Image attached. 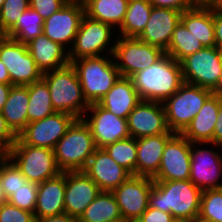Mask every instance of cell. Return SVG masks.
<instances>
[{
  "label": "cell",
  "instance_id": "6da1fadb",
  "mask_svg": "<svg viewBox=\"0 0 222 222\" xmlns=\"http://www.w3.org/2000/svg\"><path fill=\"white\" fill-rule=\"evenodd\" d=\"M202 190L190 180L154 181L149 207L171 213L176 220H197Z\"/></svg>",
  "mask_w": 222,
  "mask_h": 222
},
{
  "label": "cell",
  "instance_id": "7a4b0ae2",
  "mask_svg": "<svg viewBox=\"0 0 222 222\" xmlns=\"http://www.w3.org/2000/svg\"><path fill=\"white\" fill-rule=\"evenodd\" d=\"M130 78L141 100L162 103L184 83L181 64L168 54Z\"/></svg>",
  "mask_w": 222,
  "mask_h": 222
},
{
  "label": "cell",
  "instance_id": "3957f363",
  "mask_svg": "<svg viewBox=\"0 0 222 222\" xmlns=\"http://www.w3.org/2000/svg\"><path fill=\"white\" fill-rule=\"evenodd\" d=\"M55 112H64L81 119L90 104L84 98L81 83L72 64L43 73Z\"/></svg>",
  "mask_w": 222,
  "mask_h": 222
},
{
  "label": "cell",
  "instance_id": "277c9868",
  "mask_svg": "<svg viewBox=\"0 0 222 222\" xmlns=\"http://www.w3.org/2000/svg\"><path fill=\"white\" fill-rule=\"evenodd\" d=\"M83 57L71 62L81 83L84 98L89 104L97 103L121 76L113 56Z\"/></svg>",
  "mask_w": 222,
  "mask_h": 222
},
{
  "label": "cell",
  "instance_id": "5b68a950",
  "mask_svg": "<svg viewBox=\"0 0 222 222\" xmlns=\"http://www.w3.org/2000/svg\"><path fill=\"white\" fill-rule=\"evenodd\" d=\"M96 149L89 127L76 119L55 145V161L61 172L83 171Z\"/></svg>",
  "mask_w": 222,
  "mask_h": 222
},
{
  "label": "cell",
  "instance_id": "8992f818",
  "mask_svg": "<svg viewBox=\"0 0 222 222\" xmlns=\"http://www.w3.org/2000/svg\"><path fill=\"white\" fill-rule=\"evenodd\" d=\"M211 95L209 89L184 82L163 102L168 129L181 134Z\"/></svg>",
  "mask_w": 222,
  "mask_h": 222
},
{
  "label": "cell",
  "instance_id": "52a82bcc",
  "mask_svg": "<svg viewBox=\"0 0 222 222\" xmlns=\"http://www.w3.org/2000/svg\"><path fill=\"white\" fill-rule=\"evenodd\" d=\"M5 155L30 182L39 184L61 173L55 161L54 149L29 146L18 137Z\"/></svg>",
  "mask_w": 222,
  "mask_h": 222
},
{
  "label": "cell",
  "instance_id": "ba28073f",
  "mask_svg": "<svg viewBox=\"0 0 222 222\" xmlns=\"http://www.w3.org/2000/svg\"><path fill=\"white\" fill-rule=\"evenodd\" d=\"M116 36L112 56L121 76L131 77L166 54L163 49L145 43L137 37Z\"/></svg>",
  "mask_w": 222,
  "mask_h": 222
},
{
  "label": "cell",
  "instance_id": "9c48e42d",
  "mask_svg": "<svg viewBox=\"0 0 222 222\" xmlns=\"http://www.w3.org/2000/svg\"><path fill=\"white\" fill-rule=\"evenodd\" d=\"M113 29L114 28L109 24L84 15L72 48H67L69 51L70 63L73 60L83 57L101 56L106 54L111 56L115 47V44H113L112 41V37L114 36L112 35ZM103 52L107 53L104 54Z\"/></svg>",
  "mask_w": 222,
  "mask_h": 222
},
{
  "label": "cell",
  "instance_id": "30bf717a",
  "mask_svg": "<svg viewBox=\"0 0 222 222\" xmlns=\"http://www.w3.org/2000/svg\"><path fill=\"white\" fill-rule=\"evenodd\" d=\"M184 82L213 90L222 72V51L204 47L181 62Z\"/></svg>",
  "mask_w": 222,
  "mask_h": 222
},
{
  "label": "cell",
  "instance_id": "8fae6325",
  "mask_svg": "<svg viewBox=\"0 0 222 222\" xmlns=\"http://www.w3.org/2000/svg\"><path fill=\"white\" fill-rule=\"evenodd\" d=\"M0 60L5 64L11 85L26 86L43 78L25 43L10 37L0 41Z\"/></svg>",
  "mask_w": 222,
  "mask_h": 222
},
{
  "label": "cell",
  "instance_id": "7c38bea8",
  "mask_svg": "<svg viewBox=\"0 0 222 222\" xmlns=\"http://www.w3.org/2000/svg\"><path fill=\"white\" fill-rule=\"evenodd\" d=\"M75 120L73 115L55 112L44 119L28 123L17 137L29 146L54 149Z\"/></svg>",
  "mask_w": 222,
  "mask_h": 222
},
{
  "label": "cell",
  "instance_id": "4fadbf2b",
  "mask_svg": "<svg viewBox=\"0 0 222 222\" xmlns=\"http://www.w3.org/2000/svg\"><path fill=\"white\" fill-rule=\"evenodd\" d=\"M91 114L86 118L88 113ZM81 119L89 127L96 148L130 137L127 119H122L101 107L98 103L90 104Z\"/></svg>",
  "mask_w": 222,
  "mask_h": 222
},
{
  "label": "cell",
  "instance_id": "5bb4252c",
  "mask_svg": "<svg viewBox=\"0 0 222 222\" xmlns=\"http://www.w3.org/2000/svg\"><path fill=\"white\" fill-rule=\"evenodd\" d=\"M191 142L175 133L167 142L154 181L189 180Z\"/></svg>",
  "mask_w": 222,
  "mask_h": 222
},
{
  "label": "cell",
  "instance_id": "9a60e30c",
  "mask_svg": "<svg viewBox=\"0 0 222 222\" xmlns=\"http://www.w3.org/2000/svg\"><path fill=\"white\" fill-rule=\"evenodd\" d=\"M153 183V178L131 175L112 191L123 221L140 218L147 210Z\"/></svg>",
  "mask_w": 222,
  "mask_h": 222
},
{
  "label": "cell",
  "instance_id": "2e32d148",
  "mask_svg": "<svg viewBox=\"0 0 222 222\" xmlns=\"http://www.w3.org/2000/svg\"><path fill=\"white\" fill-rule=\"evenodd\" d=\"M130 137L135 139L159 134H175L166 124L162 102L141 100L127 118Z\"/></svg>",
  "mask_w": 222,
  "mask_h": 222
},
{
  "label": "cell",
  "instance_id": "e0dca14e",
  "mask_svg": "<svg viewBox=\"0 0 222 222\" xmlns=\"http://www.w3.org/2000/svg\"><path fill=\"white\" fill-rule=\"evenodd\" d=\"M84 15L83 4L67 2L58 12L44 19L43 34L65 48L68 44L72 48Z\"/></svg>",
  "mask_w": 222,
  "mask_h": 222
},
{
  "label": "cell",
  "instance_id": "ac0fdd59",
  "mask_svg": "<svg viewBox=\"0 0 222 222\" xmlns=\"http://www.w3.org/2000/svg\"><path fill=\"white\" fill-rule=\"evenodd\" d=\"M203 144L204 147L209 145L208 143H191L189 180L201 190L222 188V183L218 181L222 176L221 152L197 147V145L202 146Z\"/></svg>",
  "mask_w": 222,
  "mask_h": 222
},
{
  "label": "cell",
  "instance_id": "d6986e66",
  "mask_svg": "<svg viewBox=\"0 0 222 222\" xmlns=\"http://www.w3.org/2000/svg\"><path fill=\"white\" fill-rule=\"evenodd\" d=\"M100 192L84 171L65 172V213L78 219Z\"/></svg>",
  "mask_w": 222,
  "mask_h": 222
},
{
  "label": "cell",
  "instance_id": "ffe728a7",
  "mask_svg": "<svg viewBox=\"0 0 222 222\" xmlns=\"http://www.w3.org/2000/svg\"><path fill=\"white\" fill-rule=\"evenodd\" d=\"M83 171L98 185L101 191H113L131 176L103 148H97L94 151Z\"/></svg>",
  "mask_w": 222,
  "mask_h": 222
},
{
  "label": "cell",
  "instance_id": "44dd1931",
  "mask_svg": "<svg viewBox=\"0 0 222 222\" xmlns=\"http://www.w3.org/2000/svg\"><path fill=\"white\" fill-rule=\"evenodd\" d=\"M181 15L179 10L153 7L143 32L137 38L166 51Z\"/></svg>",
  "mask_w": 222,
  "mask_h": 222
},
{
  "label": "cell",
  "instance_id": "7402d4cb",
  "mask_svg": "<svg viewBox=\"0 0 222 222\" xmlns=\"http://www.w3.org/2000/svg\"><path fill=\"white\" fill-rule=\"evenodd\" d=\"M65 172L38 184L35 219L65 213Z\"/></svg>",
  "mask_w": 222,
  "mask_h": 222
},
{
  "label": "cell",
  "instance_id": "603a6c76",
  "mask_svg": "<svg viewBox=\"0 0 222 222\" xmlns=\"http://www.w3.org/2000/svg\"><path fill=\"white\" fill-rule=\"evenodd\" d=\"M141 98L130 77L120 76L113 87L97 102L119 118L127 119Z\"/></svg>",
  "mask_w": 222,
  "mask_h": 222
},
{
  "label": "cell",
  "instance_id": "cb8c5ba5",
  "mask_svg": "<svg viewBox=\"0 0 222 222\" xmlns=\"http://www.w3.org/2000/svg\"><path fill=\"white\" fill-rule=\"evenodd\" d=\"M221 100L211 95L181 133L191 143H213V135Z\"/></svg>",
  "mask_w": 222,
  "mask_h": 222
},
{
  "label": "cell",
  "instance_id": "d4e9b609",
  "mask_svg": "<svg viewBox=\"0 0 222 222\" xmlns=\"http://www.w3.org/2000/svg\"><path fill=\"white\" fill-rule=\"evenodd\" d=\"M26 45L42 73L57 70L70 64L69 51L44 34L32 39Z\"/></svg>",
  "mask_w": 222,
  "mask_h": 222
},
{
  "label": "cell",
  "instance_id": "484cf974",
  "mask_svg": "<svg viewBox=\"0 0 222 222\" xmlns=\"http://www.w3.org/2000/svg\"><path fill=\"white\" fill-rule=\"evenodd\" d=\"M173 135L159 134L137 138L136 176L154 178L157 175L164 147Z\"/></svg>",
  "mask_w": 222,
  "mask_h": 222
},
{
  "label": "cell",
  "instance_id": "4316f807",
  "mask_svg": "<svg viewBox=\"0 0 222 222\" xmlns=\"http://www.w3.org/2000/svg\"><path fill=\"white\" fill-rule=\"evenodd\" d=\"M181 22L201 42L203 47H216L214 6L199 5L185 10Z\"/></svg>",
  "mask_w": 222,
  "mask_h": 222
},
{
  "label": "cell",
  "instance_id": "83f0119b",
  "mask_svg": "<svg viewBox=\"0 0 222 222\" xmlns=\"http://www.w3.org/2000/svg\"><path fill=\"white\" fill-rule=\"evenodd\" d=\"M28 104L27 86L13 85L1 112L7 125L17 136L27 126Z\"/></svg>",
  "mask_w": 222,
  "mask_h": 222
},
{
  "label": "cell",
  "instance_id": "f1b7e54d",
  "mask_svg": "<svg viewBox=\"0 0 222 222\" xmlns=\"http://www.w3.org/2000/svg\"><path fill=\"white\" fill-rule=\"evenodd\" d=\"M77 222H123L119 206L112 191H101L86 207Z\"/></svg>",
  "mask_w": 222,
  "mask_h": 222
},
{
  "label": "cell",
  "instance_id": "f546056e",
  "mask_svg": "<svg viewBox=\"0 0 222 222\" xmlns=\"http://www.w3.org/2000/svg\"><path fill=\"white\" fill-rule=\"evenodd\" d=\"M128 2L129 0H87L83 5L85 15L116 29L122 25Z\"/></svg>",
  "mask_w": 222,
  "mask_h": 222
},
{
  "label": "cell",
  "instance_id": "4dcf8cb0",
  "mask_svg": "<svg viewBox=\"0 0 222 222\" xmlns=\"http://www.w3.org/2000/svg\"><path fill=\"white\" fill-rule=\"evenodd\" d=\"M152 8L149 0H129L120 31H118L119 36L138 37L150 18Z\"/></svg>",
  "mask_w": 222,
  "mask_h": 222
},
{
  "label": "cell",
  "instance_id": "1f68e13d",
  "mask_svg": "<svg viewBox=\"0 0 222 222\" xmlns=\"http://www.w3.org/2000/svg\"><path fill=\"white\" fill-rule=\"evenodd\" d=\"M26 86L29 94L27 124L53 115L55 110L53 109L47 83L40 79Z\"/></svg>",
  "mask_w": 222,
  "mask_h": 222
},
{
  "label": "cell",
  "instance_id": "d6a6232c",
  "mask_svg": "<svg viewBox=\"0 0 222 222\" xmlns=\"http://www.w3.org/2000/svg\"><path fill=\"white\" fill-rule=\"evenodd\" d=\"M201 42L180 21L175 27L166 54L177 62L203 49Z\"/></svg>",
  "mask_w": 222,
  "mask_h": 222
},
{
  "label": "cell",
  "instance_id": "836d02e7",
  "mask_svg": "<svg viewBox=\"0 0 222 222\" xmlns=\"http://www.w3.org/2000/svg\"><path fill=\"white\" fill-rule=\"evenodd\" d=\"M44 18L29 7L23 11L16 25L7 33V36L21 43H28L32 39L43 34Z\"/></svg>",
  "mask_w": 222,
  "mask_h": 222
},
{
  "label": "cell",
  "instance_id": "e575fe53",
  "mask_svg": "<svg viewBox=\"0 0 222 222\" xmlns=\"http://www.w3.org/2000/svg\"><path fill=\"white\" fill-rule=\"evenodd\" d=\"M103 149L117 164L136 176L137 139L129 137L108 144Z\"/></svg>",
  "mask_w": 222,
  "mask_h": 222
},
{
  "label": "cell",
  "instance_id": "d590c367",
  "mask_svg": "<svg viewBox=\"0 0 222 222\" xmlns=\"http://www.w3.org/2000/svg\"><path fill=\"white\" fill-rule=\"evenodd\" d=\"M198 220L222 222V188L202 190Z\"/></svg>",
  "mask_w": 222,
  "mask_h": 222
},
{
  "label": "cell",
  "instance_id": "8d00e7d4",
  "mask_svg": "<svg viewBox=\"0 0 222 222\" xmlns=\"http://www.w3.org/2000/svg\"><path fill=\"white\" fill-rule=\"evenodd\" d=\"M0 181L6 198L28 181L17 166L4 154L0 159Z\"/></svg>",
  "mask_w": 222,
  "mask_h": 222
},
{
  "label": "cell",
  "instance_id": "74e56055",
  "mask_svg": "<svg viewBox=\"0 0 222 222\" xmlns=\"http://www.w3.org/2000/svg\"><path fill=\"white\" fill-rule=\"evenodd\" d=\"M37 188L38 183L27 181L25 185H22L7 198V202L22 210L34 213L37 202Z\"/></svg>",
  "mask_w": 222,
  "mask_h": 222
},
{
  "label": "cell",
  "instance_id": "f35d334b",
  "mask_svg": "<svg viewBox=\"0 0 222 222\" xmlns=\"http://www.w3.org/2000/svg\"><path fill=\"white\" fill-rule=\"evenodd\" d=\"M29 7V0H4V4L0 10L2 28L8 33L16 25L23 11Z\"/></svg>",
  "mask_w": 222,
  "mask_h": 222
},
{
  "label": "cell",
  "instance_id": "ab89813d",
  "mask_svg": "<svg viewBox=\"0 0 222 222\" xmlns=\"http://www.w3.org/2000/svg\"><path fill=\"white\" fill-rule=\"evenodd\" d=\"M33 212L22 210L9 202L0 205V222H35Z\"/></svg>",
  "mask_w": 222,
  "mask_h": 222
},
{
  "label": "cell",
  "instance_id": "60d3db41",
  "mask_svg": "<svg viewBox=\"0 0 222 222\" xmlns=\"http://www.w3.org/2000/svg\"><path fill=\"white\" fill-rule=\"evenodd\" d=\"M65 3H67L66 0H29L30 7L44 19L58 12Z\"/></svg>",
  "mask_w": 222,
  "mask_h": 222
},
{
  "label": "cell",
  "instance_id": "b9f144b4",
  "mask_svg": "<svg viewBox=\"0 0 222 222\" xmlns=\"http://www.w3.org/2000/svg\"><path fill=\"white\" fill-rule=\"evenodd\" d=\"M153 7L170 8L181 12L201 5L198 0H149Z\"/></svg>",
  "mask_w": 222,
  "mask_h": 222
},
{
  "label": "cell",
  "instance_id": "7bdbcfd3",
  "mask_svg": "<svg viewBox=\"0 0 222 222\" xmlns=\"http://www.w3.org/2000/svg\"><path fill=\"white\" fill-rule=\"evenodd\" d=\"M16 140L17 135L7 125L6 119L0 111V150L5 154Z\"/></svg>",
  "mask_w": 222,
  "mask_h": 222
},
{
  "label": "cell",
  "instance_id": "ee69618b",
  "mask_svg": "<svg viewBox=\"0 0 222 222\" xmlns=\"http://www.w3.org/2000/svg\"><path fill=\"white\" fill-rule=\"evenodd\" d=\"M140 218L144 222H175L176 219L171 215V213H167L161 211L159 209H155L152 207H148L147 210L140 216Z\"/></svg>",
  "mask_w": 222,
  "mask_h": 222
},
{
  "label": "cell",
  "instance_id": "f6af8a7d",
  "mask_svg": "<svg viewBox=\"0 0 222 222\" xmlns=\"http://www.w3.org/2000/svg\"><path fill=\"white\" fill-rule=\"evenodd\" d=\"M214 34L216 47L222 51V10L214 6Z\"/></svg>",
  "mask_w": 222,
  "mask_h": 222
},
{
  "label": "cell",
  "instance_id": "bcb514c9",
  "mask_svg": "<svg viewBox=\"0 0 222 222\" xmlns=\"http://www.w3.org/2000/svg\"><path fill=\"white\" fill-rule=\"evenodd\" d=\"M213 146H216L217 148L220 146L222 147V101L219 108V113L217 116V123L215 125L214 129V135H213V143H208Z\"/></svg>",
  "mask_w": 222,
  "mask_h": 222
},
{
  "label": "cell",
  "instance_id": "7dc6e473",
  "mask_svg": "<svg viewBox=\"0 0 222 222\" xmlns=\"http://www.w3.org/2000/svg\"><path fill=\"white\" fill-rule=\"evenodd\" d=\"M35 222H77V219L66 213L53 215L43 219H36Z\"/></svg>",
  "mask_w": 222,
  "mask_h": 222
},
{
  "label": "cell",
  "instance_id": "c3c4849f",
  "mask_svg": "<svg viewBox=\"0 0 222 222\" xmlns=\"http://www.w3.org/2000/svg\"><path fill=\"white\" fill-rule=\"evenodd\" d=\"M11 84L0 83V111H2L10 93Z\"/></svg>",
  "mask_w": 222,
  "mask_h": 222
},
{
  "label": "cell",
  "instance_id": "681fc988",
  "mask_svg": "<svg viewBox=\"0 0 222 222\" xmlns=\"http://www.w3.org/2000/svg\"><path fill=\"white\" fill-rule=\"evenodd\" d=\"M0 83L11 84V79L5 64L0 60Z\"/></svg>",
  "mask_w": 222,
  "mask_h": 222
},
{
  "label": "cell",
  "instance_id": "f907efd6",
  "mask_svg": "<svg viewBox=\"0 0 222 222\" xmlns=\"http://www.w3.org/2000/svg\"><path fill=\"white\" fill-rule=\"evenodd\" d=\"M212 94L217 96L222 101V72L220 73V77L218 83L215 88L212 90Z\"/></svg>",
  "mask_w": 222,
  "mask_h": 222
},
{
  "label": "cell",
  "instance_id": "816d5d0a",
  "mask_svg": "<svg viewBox=\"0 0 222 222\" xmlns=\"http://www.w3.org/2000/svg\"><path fill=\"white\" fill-rule=\"evenodd\" d=\"M5 202H7V198H6L5 194L3 193L1 181H0V205Z\"/></svg>",
  "mask_w": 222,
  "mask_h": 222
},
{
  "label": "cell",
  "instance_id": "f5cc1de1",
  "mask_svg": "<svg viewBox=\"0 0 222 222\" xmlns=\"http://www.w3.org/2000/svg\"><path fill=\"white\" fill-rule=\"evenodd\" d=\"M7 37V32L2 28L0 22V41L4 40Z\"/></svg>",
  "mask_w": 222,
  "mask_h": 222
},
{
  "label": "cell",
  "instance_id": "db71d44e",
  "mask_svg": "<svg viewBox=\"0 0 222 222\" xmlns=\"http://www.w3.org/2000/svg\"><path fill=\"white\" fill-rule=\"evenodd\" d=\"M221 0H207V6H216Z\"/></svg>",
  "mask_w": 222,
  "mask_h": 222
},
{
  "label": "cell",
  "instance_id": "11a10c76",
  "mask_svg": "<svg viewBox=\"0 0 222 222\" xmlns=\"http://www.w3.org/2000/svg\"><path fill=\"white\" fill-rule=\"evenodd\" d=\"M87 0H66V2L84 4Z\"/></svg>",
  "mask_w": 222,
  "mask_h": 222
},
{
  "label": "cell",
  "instance_id": "9f6ffc18",
  "mask_svg": "<svg viewBox=\"0 0 222 222\" xmlns=\"http://www.w3.org/2000/svg\"><path fill=\"white\" fill-rule=\"evenodd\" d=\"M123 222H144L141 218H134V219H129Z\"/></svg>",
  "mask_w": 222,
  "mask_h": 222
},
{
  "label": "cell",
  "instance_id": "6f0895ef",
  "mask_svg": "<svg viewBox=\"0 0 222 222\" xmlns=\"http://www.w3.org/2000/svg\"><path fill=\"white\" fill-rule=\"evenodd\" d=\"M201 5L207 6V0H198Z\"/></svg>",
  "mask_w": 222,
  "mask_h": 222
},
{
  "label": "cell",
  "instance_id": "680465c9",
  "mask_svg": "<svg viewBox=\"0 0 222 222\" xmlns=\"http://www.w3.org/2000/svg\"><path fill=\"white\" fill-rule=\"evenodd\" d=\"M216 7L220 8L222 10V0L216 5Z\"/></svg>",
  "mask_w": 222,
  "mask_h": 222
},
{
  "label": "cell",
  "instance_id": "91938a15",
  "mask_svg": "<svg viewBox=\"0 0 222 222\" xmlns=\"http://www.w3.org/2000/svg\"><path fill=\"white\" fill-rule=\"evenodd\" d=\"M3 4H4V0H0V10H1Z\"/></svg>",
  "mask_w": 222,
  "mask_h": 222
},
{
  "label": "cell",
  "instance_id": "94428289",
  "mask_svg": "<svg viewBox=\"0 0 222 222\" xmlns=\"http://www.w3.org/2000/svg\"><path fill=\"white\" fill-rule=\"evenodd\" d=\"M3 155L4 153L0 150V159L2 158Z\"/></svg>",
  "mask_w": 222,
  "mask_h": 222
},
{
  "label": "cell",
  "instance_id": "6125c7cd",
  "mask_svg": "<svg viewBox=\"0 0 222 222\" xmlns=\"http://www.w3.org/2000/svg\"><path fill=\"white\" fill-rule=\"evenodd\" d=\"M186 222H201L198 219L197 220H193V221H186Z\"/></svg>",
  "mask_w": 222,
  "mask_h": 222
},
{
  "label": "cell",
  "instance_id": "be15d7a7",
  "mask_svg": "<svg viewBox=\"0 0 222 222\" xmlns=\"http://www.w3.org/2000/svg\"><path fill=\"white\" fill-rule=\"evenodd\" d=\"M175 222H186V221L176 220Z\"/></svg>",
  "mask_w": 222,
  "mask_h": 222
}]
</instances>
